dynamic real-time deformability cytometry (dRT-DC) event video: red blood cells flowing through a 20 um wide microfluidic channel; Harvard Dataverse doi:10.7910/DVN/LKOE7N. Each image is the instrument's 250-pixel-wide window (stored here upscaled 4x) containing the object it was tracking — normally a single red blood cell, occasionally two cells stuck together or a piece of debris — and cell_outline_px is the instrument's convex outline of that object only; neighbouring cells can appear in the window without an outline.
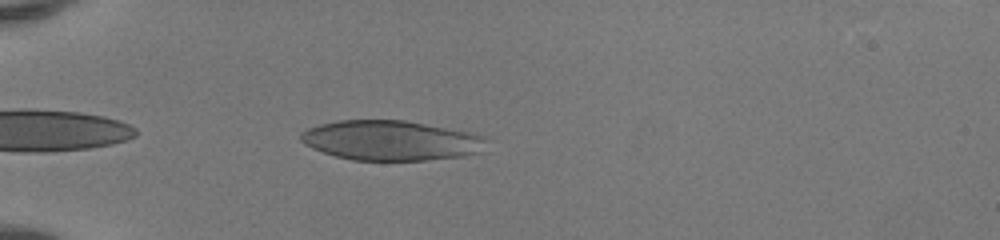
{"species": "human", "species_latin": "Homo sapiens", "temperature_condition": "room temperature", "stored_images_in_passage": 31, "camera_frame_rate_fps": 3000, "um_per_image_px": 0.085, "donor": {"sex": "female"}, "frame": {"image": 1, "passage_image": 2, "time_ms": 0.333, "image_size_px": [1000, 240], "cell_outline_px": [[488, 136], [480, 152], [464, 156], [424, 160], [352, 160], [336, 156], [312, 148], [304, 144], [300, 140], [300, 132], [308, 128], [320, 124], [336, 120], [404, 120], [468, 132]], "centroid_in_image_um": [33.2, 11.93], "position_along_channel_um": 51.8, "area_um2": 43.06}}
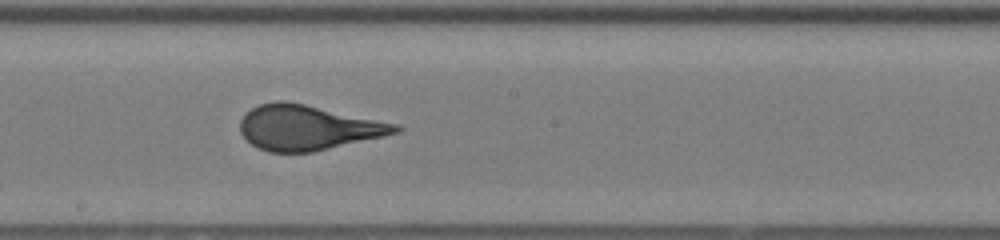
{"frame": {"image": 2, "passage_image": 16, "time_ms": 5.0, "image_size_px": [1000, 240], "cell_outline_px": [[404, 128], [400, 132], [384, 136], [312, 152], [268, 152], [256, 148], [240, 132], [240, 120], [244, 112], [260, 104], [276, 100], [284, 100], [304, 104], [400, 124]], "centroid_in_image_um": [26.16, 10.84], "position_along_channel_um": 222.0, "area_um2": 40.81}}
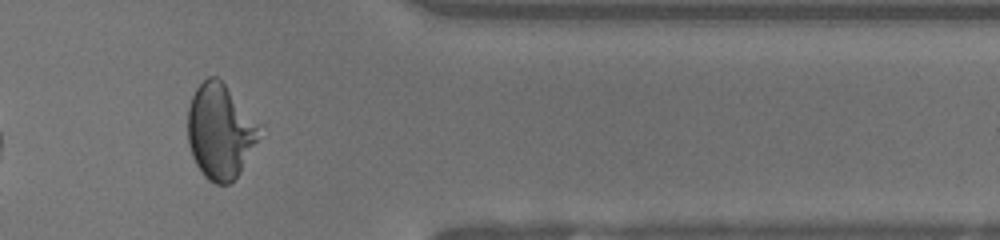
{"frame": {"image": 3, "passage_image": 29, "time_ms": 9.333, "image_size_px": [1000, 240], "cell_outline_px": [[264, 124], [240, 172], [228, 184], [216, 184], [208, 180], [204, 176], [196, 164], [192, 156], [188, 144], [188, 108], [192, 96], [196, 88], [208, 76], [216, 76]], "centroid_in_image_um": [18.72, 11.14], "position_along_channel_um": 392.7, "area_um2": 39.71}, "authors_computed_cell_mechanics": {"area_um2": 40.749, "velocity_mm_per_s": 4.1813, "shape_relaxation_time_tau1_ms": 9.1639, "shape_relaxation_time_tau2_ms": null, "deformation_change_tau1": 0.255, "deformation_change_tau2": null}}